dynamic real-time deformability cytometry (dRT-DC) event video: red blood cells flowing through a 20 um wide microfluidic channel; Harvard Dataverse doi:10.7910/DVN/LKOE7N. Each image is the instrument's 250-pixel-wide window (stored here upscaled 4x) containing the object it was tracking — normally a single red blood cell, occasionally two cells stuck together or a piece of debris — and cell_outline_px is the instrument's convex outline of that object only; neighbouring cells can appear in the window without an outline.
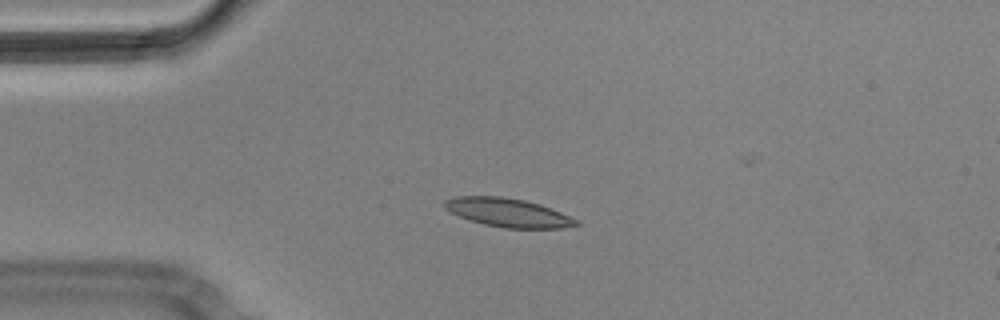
{"species": "Egyptian fruit bat (a non-hibernating species)", "species_latin": "Rousettus aegyptiacus", "temperature_condition": "cold", "stored_images_in_passage": 4, "camera_frame_rate_fps": 3000, "um_per_image_px": 0.085, "animal": {"sex": "male"}, "frame": {"image": 1, "passage_image": 3, "time_ms": 0.667, "image_size_px": [1000, 320], "cell_outline_px": [[580, 224], [560, 228], [504, 228], [484, 224], [468, 220], [444, 208], [444, 200], [456, 196], [500, 196], [524, 200], [540, 204], [580, 220]], "centroid_in_image_um": [43.18, 18.07], "position_along_channel_um": 41.8, "area_um2": 21.91}}